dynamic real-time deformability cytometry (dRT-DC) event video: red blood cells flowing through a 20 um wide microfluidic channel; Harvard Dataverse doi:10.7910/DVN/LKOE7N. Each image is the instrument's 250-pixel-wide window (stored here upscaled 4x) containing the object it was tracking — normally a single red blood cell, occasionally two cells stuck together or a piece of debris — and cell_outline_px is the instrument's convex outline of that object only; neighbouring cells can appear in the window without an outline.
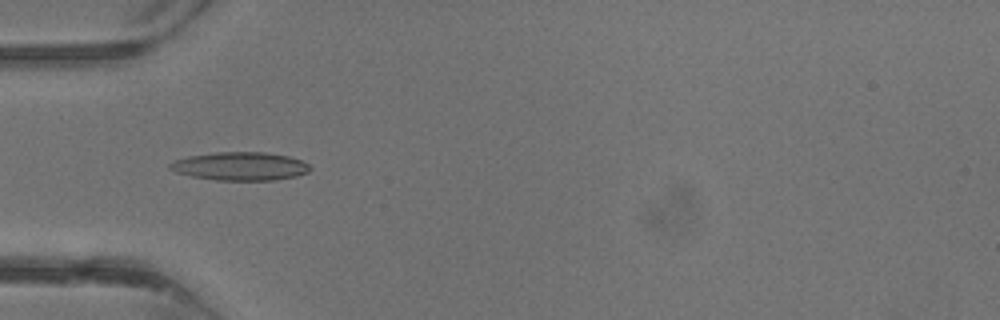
{"species": "common noctule bat (a hibernating species)", "species_latin": "Nyctalus noctula", "temperature_condition": "warm", "stored_images_in_passage": 4, "camera_frame_rate_fps": 3000, "um_per_image_px": 0.085, "animal": {"sex": "male", "body_mass_g": 13.3}, "frame": {"image": 1, "passage_image": 4, "time_ms": 3.333, "image_size_px": [1000, 320], "cell_outline_px": [[312, 168], [308, 172], [296, 176], [276, 180], [216, 180], [192, 176], [176, 172], [168, 168], [168, 164], [176, 160], [188, 156], [216, 152], [264, 152], [288, 156], [300, 160], [308, 164]], "centroid_in_image_um": [20.42, 14.13], "position_along_channel_um": 64.6, "area_um2": 23.06}}